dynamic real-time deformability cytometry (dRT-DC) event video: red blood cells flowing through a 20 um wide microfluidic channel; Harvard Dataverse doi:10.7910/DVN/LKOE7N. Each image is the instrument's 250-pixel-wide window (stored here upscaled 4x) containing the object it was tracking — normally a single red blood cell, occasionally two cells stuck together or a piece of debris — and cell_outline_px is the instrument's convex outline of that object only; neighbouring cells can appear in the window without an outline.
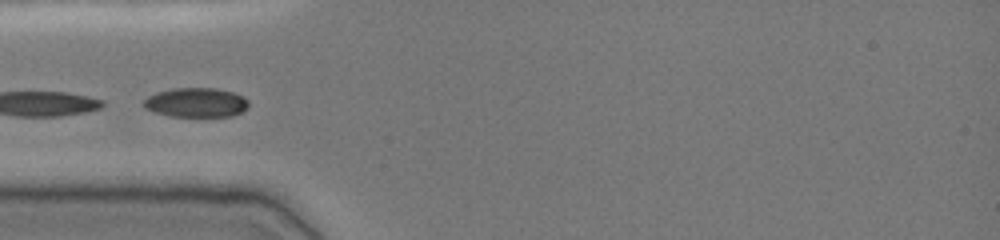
{"species": "common noctule bat (a hibernating species)", "species_latin": "Nyctalus noctula", "temperature_condition": "cold", "stored_images_in_passage": 6, "camera_frame_rate_fps": 3000, "um_per_image_px": 0.085, "animal": {"sex": "female", "body_mass_g": 19.0, "forearm_length_mm": 51.5}, "frame": {"image": 1, "passage_image": 2, "time_ms": 0.333, "image_size_px": [1000, 240], "cell_outline_px": [[248, 108], [232, 116], [172, 116], [156, 112], [144, 108], [144, 100], [148, 96], [156, 92], [172, 88], [216, 88], [232, 92], [248, 100]], "centroid_in_image_um": [16.66, 8.7], "position_along_channel_um": 68.3, "area_um2": 17.8}}